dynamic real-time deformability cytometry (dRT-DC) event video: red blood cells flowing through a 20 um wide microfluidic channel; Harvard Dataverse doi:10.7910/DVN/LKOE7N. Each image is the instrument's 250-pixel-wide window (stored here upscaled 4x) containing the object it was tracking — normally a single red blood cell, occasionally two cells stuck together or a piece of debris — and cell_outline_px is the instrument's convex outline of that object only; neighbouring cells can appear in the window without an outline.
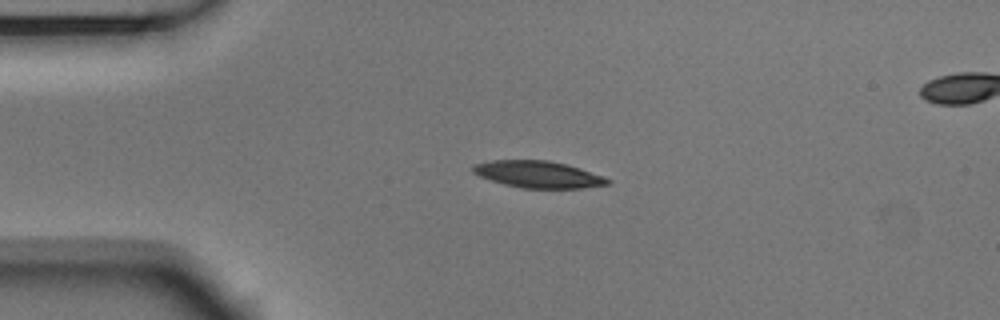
{"species": "Egyptian fruit bat (a non-hibernating species)", "species_latin": "Rousettus aegyptiacus", "temperature_condition": "room temperature", "stored_images_in_passage": 43, "camera_frame_rate_fps": 3000, "um_per_image_px": 0.085, "animal": {"sex": "male"}, "frame": {"image": 1, "passage_image": 1, "time_ms": 0.0, "image_size_px": [1000, 320], "cell_outline_px": [[612, 180], [608, 184], [584, 188], [520, 188], [504, 184], [480, 176], [472, 172], [472, 164], [492, 160], [548, 160], [568, 164], [604, 176]], "centroid_in_image_um": [45.75, 14.81], "position_along_channel_um": 39.2, "area_um2": 21.15}}
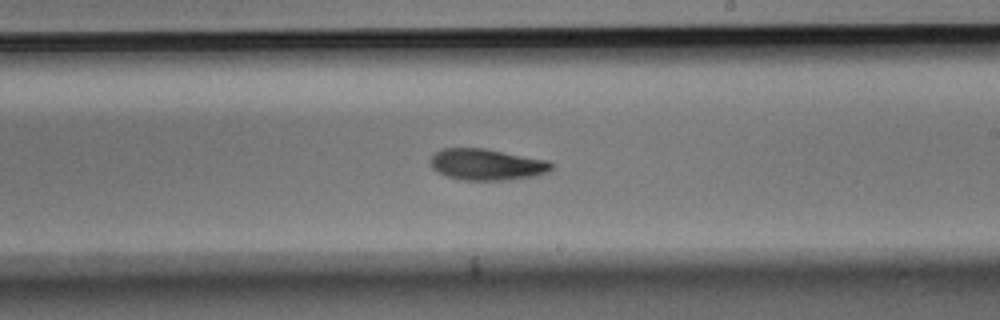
{"frame": {"image": 2, "passage_image": 20, "time_ms": 6.333, "image_size_px": [1000, 320], "cell_outline_px": [[556, 164], [548, 172], [540, 176], [504, 180], [464, 180], [448, 176], [436, 172], [432, 168], [428, 160], [436, 152], [444, 148], [484, 148], [552, 160]], "centroid_in_image_um": [41.45, 13.98], "position_along_channel_um": 247.6, "area_um2": 22.6}}
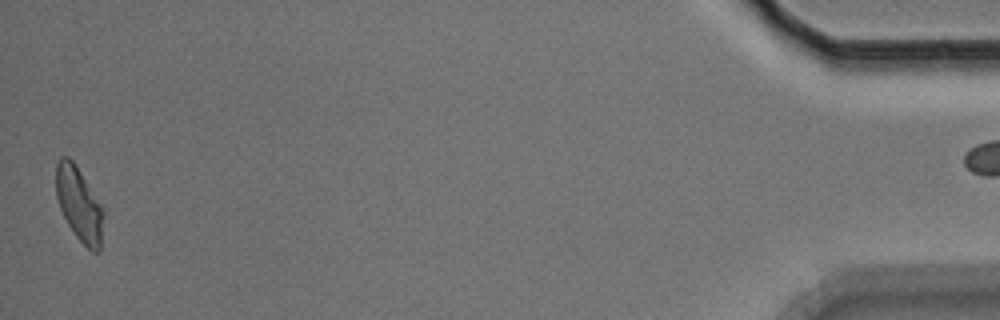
{"frame": {"image": 3, "passage_image": 42, "time_ms": 13.667, "image_size_px": [1000, 320], "cell_outline_px": [[104, 216], [100, 252], [92, 252], [76, 236], [68, 224], [60, 208], [56, 196], [56, 164], [60, 156], [68, 156], [76, 164], [104, 208]], "centroid_in_image_um": [6.74, 17.34], "position_along_channel_um": 428.5, "area_um2": 20.63}}